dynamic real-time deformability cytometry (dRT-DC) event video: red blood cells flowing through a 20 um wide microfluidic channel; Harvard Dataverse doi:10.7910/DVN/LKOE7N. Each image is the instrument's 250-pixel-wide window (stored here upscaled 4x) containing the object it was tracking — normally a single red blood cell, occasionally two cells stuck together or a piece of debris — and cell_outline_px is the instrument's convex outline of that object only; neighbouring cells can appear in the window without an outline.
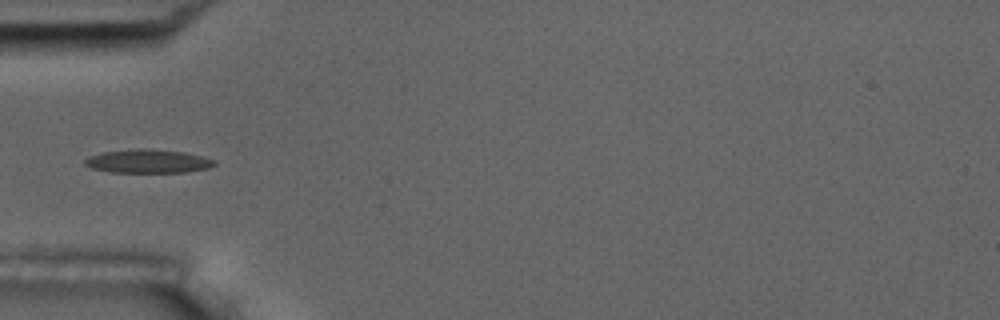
{"species": "common noctule bat (a hibernating species)", "species_latin": "Nyctalus noctula", "temperature_condition": "room temperature", "stored_images_in_passage": 6, "segment_of_instrument_passage": [2, 2], "camera_frame_rate_fps": 3000, "um_per_image_px": 0.085, "animal": {"sex": "male", "body_mass_g": 17.5, "forearm_length_mm": 52.3}, "frame": {"image": 1, "passage_image": 6, "time_ms": 5.667, "image_size_px": [1000, 320], "cell_outline_px": [[216, 164], [208, 168], [188, 172], [112, 172], [92, 168], [84, 164], [84, 160], [100, 152], [136, 148], [140, 148], [184, 152], [216, 160]], "centroid_in_image_um": [12.58, 13.7], "position_along_channel_um": 72.4, "area_um2": 17.69}}